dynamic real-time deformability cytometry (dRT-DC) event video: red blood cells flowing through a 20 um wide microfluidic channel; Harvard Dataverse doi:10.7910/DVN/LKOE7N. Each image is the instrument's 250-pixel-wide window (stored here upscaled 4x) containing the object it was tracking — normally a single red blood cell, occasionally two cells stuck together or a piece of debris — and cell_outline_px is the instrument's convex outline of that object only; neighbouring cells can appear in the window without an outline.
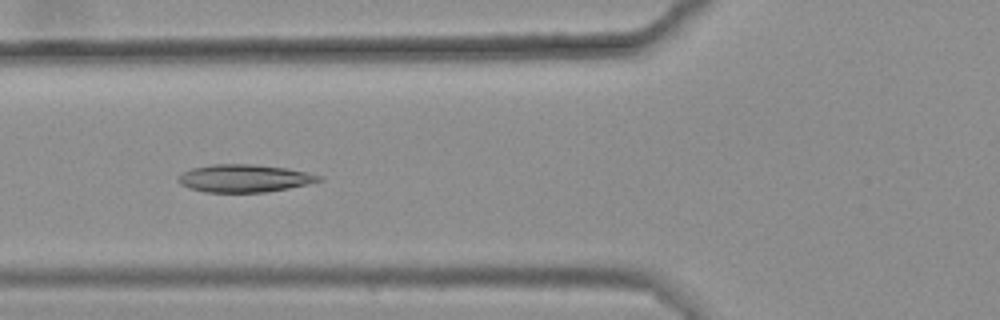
{"species": "common noctule bat (a hibernating species)", "species_latin": "Nyctalus noctula", "temperature_condition": "warm", "stored_images_in_passage": 46, "camera_frame_rate_fps": 3000, "um_per_image_px": 0.085, "animal": {"sex": "female", "body_mass_g": 25.1}, "frame": {"image": 1, "passage_image": 20, "time_ms": 6.333, "image_size_px": [1000, 320], "cell_outline_px": [[324, 180], [308, 184], [288, 188], [264, 192], [204, 192], [188, 188], [180, 184], [176, 180], [176, 176], [180, 172], [192, 168], [212, 164], [256, 164], [288, 168], [320, 176]], "centroid_in_image_um": [20.69, 15.15], "position_along_channel_um": 105.1, "area_um2": 22.89}}
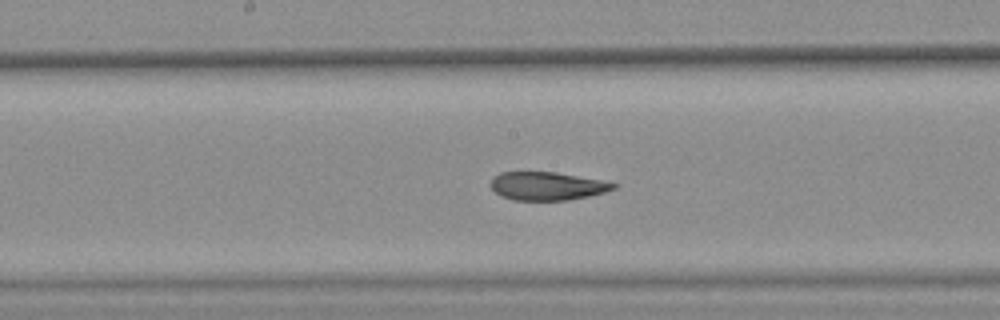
{"frame": {"image": 2, "passage_image": 28, "time_ms": 9.0, "image_size_px": [1000, 320], "cell_outline_px": [[620, 184], [616, 188], [604, 192], [588, 196], [568, 200], [512, 200], [500, 196], [492, 188], [492, 176], [500, 172], [556, 172], [604, 180]], "centroid_in_image_um": [46.53, 15.81], "position_along_channel_um": 201.7, "area_um2": 20.35}}
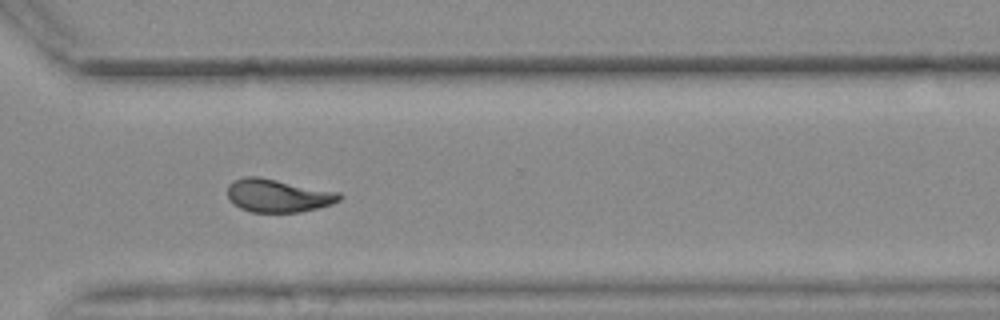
{"frame": {"image": 3, "passage_image": 40, "time_ms": 13.0, "image_size_px": [1000, 320], "cell_outline_px": [[344, 196], [340, 200], [332, 204], [300, 212], [252, 212], [240, 208], [228, 200], [228, 184], [232, 180], [244, 176], [260, 176], [340, 192]], "centroid_in_image_um": [23.62, 16.61], "position_along_channel_um": 347.0, "area_um2": 21.91}, "authors_computed_cell_mechanics": {"area_um2": 21.9062, "velocity_mm_per_s": 3.6283, "shape_relaxation_time_tau1_ms": null, "shape_relaxation_time_tau2_ms": 2.0203, "deformation_change_tau1": null, "deformation_change_tau2": 0.0717}}